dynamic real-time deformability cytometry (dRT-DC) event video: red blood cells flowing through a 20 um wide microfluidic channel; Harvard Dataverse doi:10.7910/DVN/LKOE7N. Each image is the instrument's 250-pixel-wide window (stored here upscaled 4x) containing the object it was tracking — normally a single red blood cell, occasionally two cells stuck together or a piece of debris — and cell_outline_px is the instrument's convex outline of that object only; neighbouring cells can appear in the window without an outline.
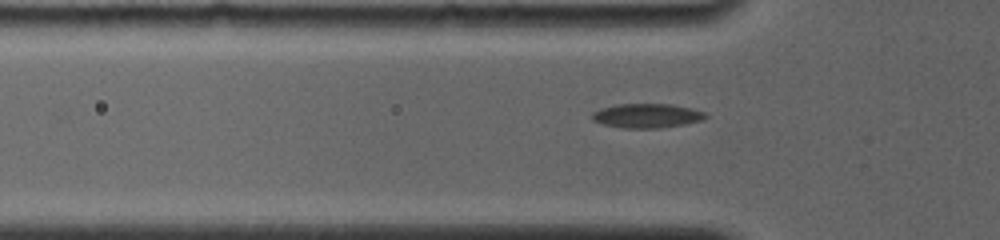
{"species": "common noctule bat (a hibernating species)", "species_latin": "Nyctalus noctula", "temperature_condition": "room temperature", "stored_images_in_passage": 2, "camera_frame_rate_fps": 4000, "um_per_image_px": 0.085, "animal": {"sex": "female", "body_mass_g": 19.0, "forearm_length_mm": 56.7}, "frame": {"image": 1, "passage_image": 2, "time_ms": 1.25, "image_size_px": [1000, 240], "cell_outline_px": [[708, 116], [700, 120], [684, 124], [660, 128], [624, 128], [604, 124], [592, 120], [592, 112], [600, 108], [616, 104], [672, 104], [692, 108], [704, 112]], "centroid_in_image_um": [54.96, 9.83], "position_along_channel_um": 70.8, "area_um2": 16.01}}